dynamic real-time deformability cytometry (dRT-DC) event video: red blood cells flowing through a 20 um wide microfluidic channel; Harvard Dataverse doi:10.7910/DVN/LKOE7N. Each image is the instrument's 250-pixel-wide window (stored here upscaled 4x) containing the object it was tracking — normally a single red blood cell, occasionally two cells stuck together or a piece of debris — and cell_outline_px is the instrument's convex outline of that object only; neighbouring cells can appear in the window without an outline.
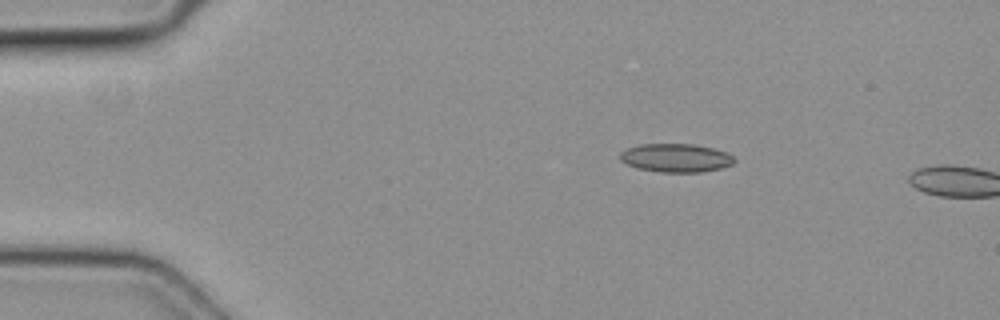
{"species": "common noctule bat (a hibernating species)", "species_latin": "Nyctalus noctula", "temperature_condition": "cold", "stored_images_in_passage": 3, "camera_frame_rate_fps": 3000, "um_per_image_px": 0.085, "animal": {"sex": "female", "body_mass_g": 19.3, "forearm_length_mm": 54.1}, "frame": {"image": 1, "passage_image": 2, "time_ms": 0.333, "image_size_px": [1000, 320], "cell_outline_px": [[736, 160], [732, 164], [720, 168], [700, 172], [660, 172], [636, 168], [620, 160], [620, 152], [624, 148], [640, 144], [692, 144], [712, 148], [728, 152]], "centroid_in_image_um": [57.42, 13.41], "position_along_channel_um": 27.6, "area_um2": 19.02}}